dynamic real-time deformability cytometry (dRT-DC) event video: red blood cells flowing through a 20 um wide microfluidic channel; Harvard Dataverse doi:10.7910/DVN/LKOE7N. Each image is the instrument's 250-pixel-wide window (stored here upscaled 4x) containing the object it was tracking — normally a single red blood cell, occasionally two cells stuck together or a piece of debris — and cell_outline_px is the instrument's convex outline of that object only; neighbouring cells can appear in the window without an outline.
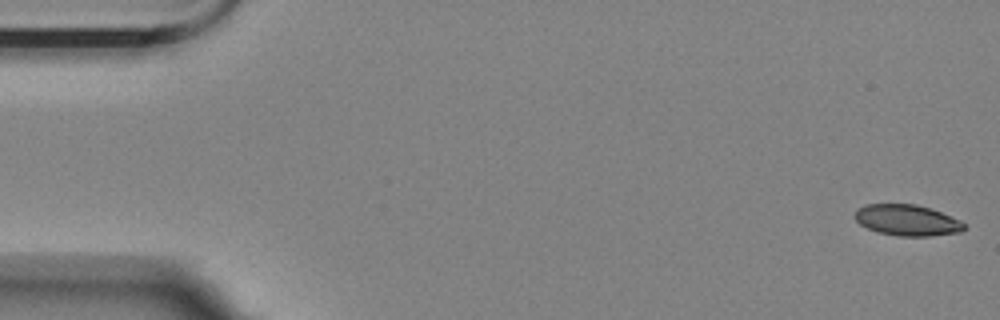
{"species": "Egyptian fruit bat (a non-hibernating species)", "species_latin": "Rousettus aegyptiacus", "temperature_condition": "room temperature", "stored_images_in_passage": 11, "camera_frame_rate_fps": 3000, "um_per_image_px": 0.085, "animal": {"sex": "female"}, "frame": {"image": 1, "passage_image": 1, "time_ms": 0.0, "image_size_px": [1000, 320], "cell_outline_px": [[964, 228], [960, 232], [928, 236], [896, 236], [876, 232], [860, 224], [856, 220], [856, 208], [864, 204], [916, 204], [940, 212], [960, 220], [964, 224]], "centroid_in_image_um": [77.07, 18.72], "position_along_channel_um": 7.9, "area_um2": 19.65}}